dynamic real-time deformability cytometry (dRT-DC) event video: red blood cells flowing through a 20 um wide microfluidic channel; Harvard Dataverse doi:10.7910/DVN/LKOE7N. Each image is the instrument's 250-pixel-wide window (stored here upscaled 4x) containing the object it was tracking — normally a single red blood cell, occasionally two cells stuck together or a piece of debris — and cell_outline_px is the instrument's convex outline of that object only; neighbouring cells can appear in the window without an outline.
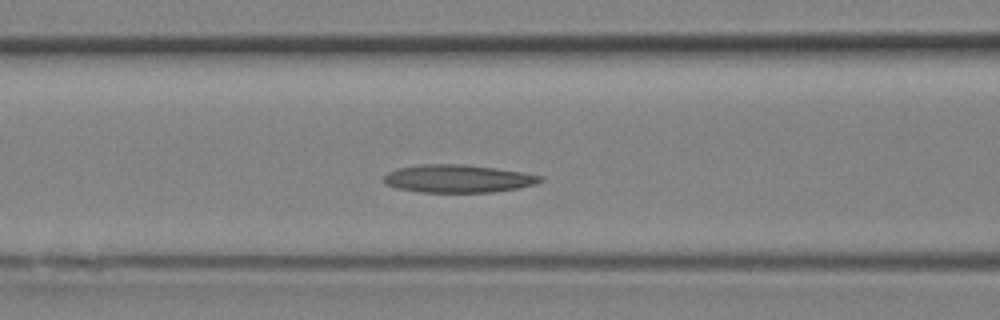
{"species": "Egyptian fruit bat (a non-hibernating species)", "species_latin": "Rousettus aegyptiacus", "temperature_condition": "room temperature", "stored_images_in_passage": 11, "segment_of_instrument_passage": [1, 2], "camera_frame_rate_fps": 3000, "um_per_image_px": 0.085, "animal": {"sex": "female"}, "frame": {"image": 1, "passage_image": 8, "time_ms": 2.333, "image_size_px": [1000, 320], "cell_outline_px": [[544, 180], [536, 184], [520, 188], [496, 192], [420, 192], [396, 188], [384, 184], [384, 176], [388, 172], [396, 168], [416, 164], [460, 164], [496, 168], [524, 172], [544, 176]], "centroid_in_image_um": [38.94, 15.18], "position_along_channel_um": 127.7, "area_um2": 25.78}}
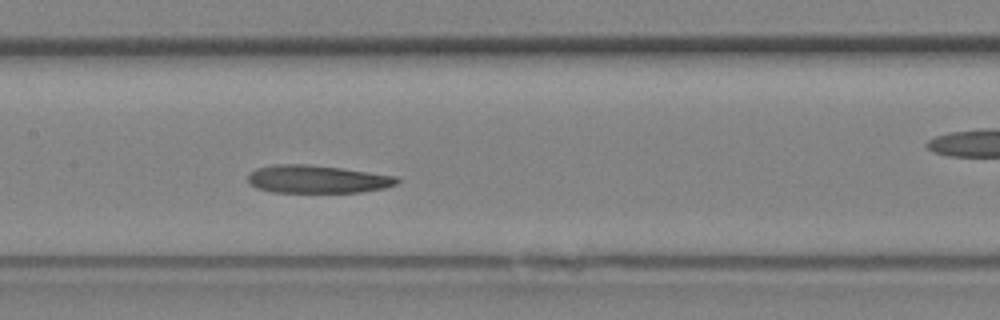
{"frame": {"image": 2, "passage_image": 10, "time_ms": 3.0, "image_size_px": [1000, 320], "cell_outline_px": [[400, 180], [396, 184], [384, 188], [360, 192], [272, 192], [256, 188], [248, 184], [248, 172], [256, 168], [276, 164], [312, 164], [400, 176]], "centroid_in_image_um": [26.95, 15.22], "position_along_channel_um": 180.4, "area_um2": 24.57}}